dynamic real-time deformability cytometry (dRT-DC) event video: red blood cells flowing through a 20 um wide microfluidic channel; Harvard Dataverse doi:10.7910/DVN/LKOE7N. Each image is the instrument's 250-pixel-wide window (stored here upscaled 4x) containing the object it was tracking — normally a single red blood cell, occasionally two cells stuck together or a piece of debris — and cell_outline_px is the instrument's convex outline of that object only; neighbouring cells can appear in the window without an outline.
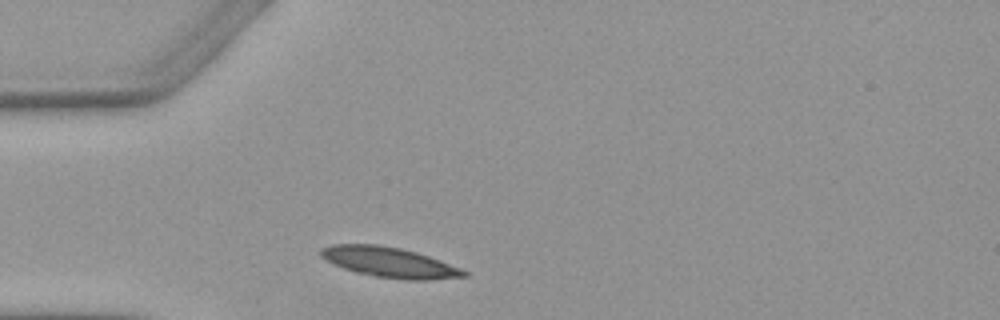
{"species": "Egyptian fruit bat (a non-hibernating species)", "species_latin": "Rousettus aegyptiacus", "temperature_condition": "warm", "stored_images_in_passage": 1, "camera_frame_rate_fps": 3000, "um_per_image_px": 0.085, "animal": {"sex": "female"}, "frame": {"image": 1, "passage_image": 1, "time_ms": 0.0, "image_size_px": [1000, 320], "cell_outline_px": [[468, 276], [428, 280], [408, 280], [376, 276], [356, 272], [344, 268], [324, 260], [320, 256], [320, 248], [332, 244], [376, 244], [400, 248], [416, 252], [440, 260], [460, 268], [468, 272]], "centroid_in_image_um": [33.08, 22.29], "position_along_channel_um": 51.9, "area_um2": 25.09}}